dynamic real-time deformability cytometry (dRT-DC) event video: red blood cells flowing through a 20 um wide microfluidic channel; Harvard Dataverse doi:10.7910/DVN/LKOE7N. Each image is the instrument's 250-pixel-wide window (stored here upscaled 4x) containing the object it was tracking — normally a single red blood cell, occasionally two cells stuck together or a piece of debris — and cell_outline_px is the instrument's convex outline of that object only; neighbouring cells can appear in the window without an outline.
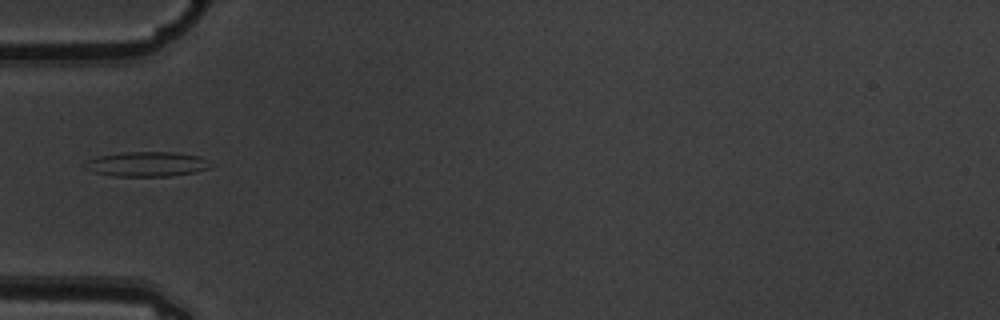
{"species": "common noctule bat (a hibernating species)", "species_latin": "Nyctalus noctula", "temperature_condition": "warm", "stored_images_in_passage": 9, "camera_frame_rate_fps": 3000, "um_per_image_px": 0.085, "animal": {"sex": "male", "body_mass_g": 19.5, "forearm_length_mm": 54.6}, "frame": {"image": 1, "passage_image": 6, "time_ms": 1.667, "image_size_px": [1000, 320], "cell_outline_px": [[212, 164], [208, 168], [196, 172], [172, 176], [112, 176], [92, 172], [84, 168], [80, 164], [88, 160], [100, 156], [124, 152], [176, 152], [200, 156], [208, 160]], "centroid_in_image_um": [12.46, 13.95], "position_along_channel_um": 72.5, "area_um2": 18.38}}
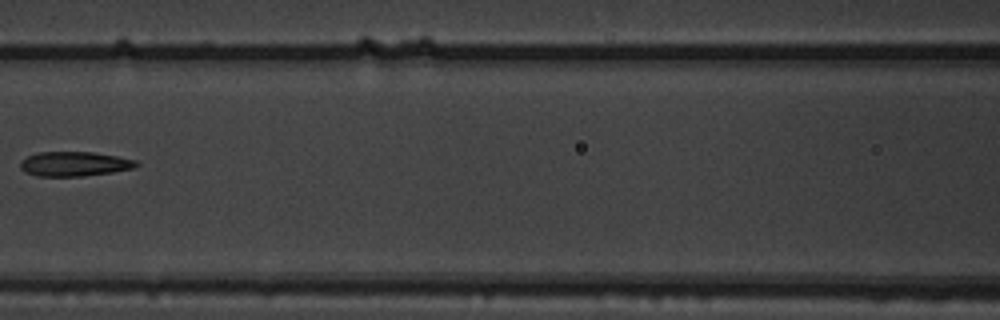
{"frame": {"image": 2, "passage_image": 8, "time_ms": 2.333, "image_size_px": [1000, 320], "cell_outline_px": [[140, 164], [132, 168], [112, 172], [80, 176], [36, 176], [24, 172], [20, 168], [20, 160], [36, 152], [92, 152], [116, 156], [136, 160]], "centroid_in_image_um": [6.27, 13.93], "position_along_channel_um": 160.3, "area_um2": 16.59}}
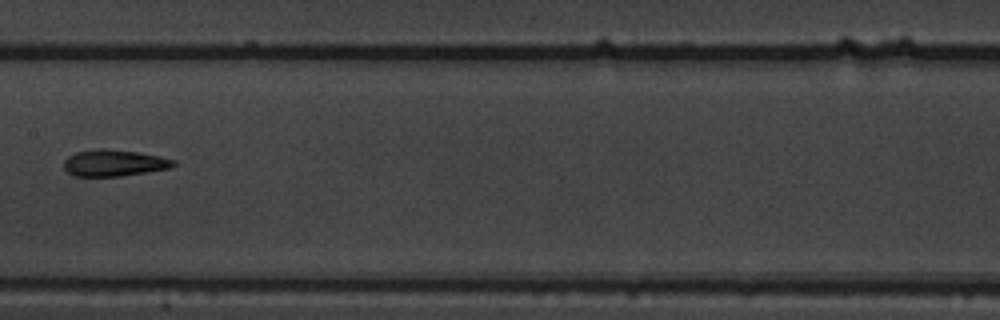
{"frame": {"image": 3, "passage_image": 9, "time_ms": 2.667, "image_size_px": [1000, 320], "cell_outline_px": [[176, 164], [168, 168], [148, 172], [120, 176], [76, 176], [68, 172], [64, 168], [64, 160], [68, 156], [76, 152], [104, 148], [136, 152], [160, 156], [176, 160]], "centroid_in_image_um": [9.7, 13.85], "position_along_channel_um": 197.7, "area_um2": 16.82}}